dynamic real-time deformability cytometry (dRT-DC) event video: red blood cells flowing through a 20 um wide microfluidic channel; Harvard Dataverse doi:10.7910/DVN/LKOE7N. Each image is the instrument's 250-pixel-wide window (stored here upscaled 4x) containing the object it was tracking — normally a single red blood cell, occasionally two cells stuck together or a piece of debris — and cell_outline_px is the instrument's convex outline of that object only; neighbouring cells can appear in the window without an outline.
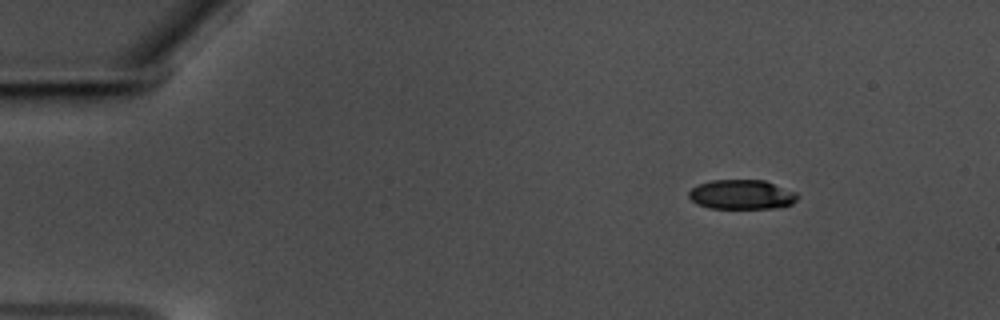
{"species": "common noctule bat (a hibernating species)", "species_latin": "Nyctalus noctula", "temperature_condition": "warm", "stored_images_in_passage": 11, "camera_frame_rate_fps": 3000, "um_per_image_px": 0.085, "animal": {"sex": "male", "body_mass_g": 17.5, "forearm_length_mm": 52.3}, "frame": {"image": 1, "passage_image": 1, "time_ms": 0.0, "image_size_px": [1000, 320], "cell_outline_px": [[800, 196], [792, 204], [772, 208], [708, 208], [696, 204], [688, 196], [688, 192], [692, 188], [708, 180], [764, 180], [796, 192]], "centroid_in_image_um": [63.03, 16.53], "position_along_channel_um": 22.0, "area_um2": 18.73}}